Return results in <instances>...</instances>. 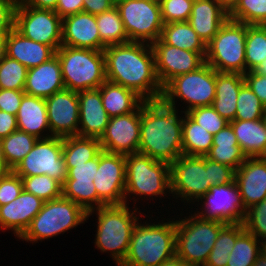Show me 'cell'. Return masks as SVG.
Returning a JSON list of instances; mask_svg holds the SVG:
<instances>
[{"label":"cell","mask_w":266,"mask_h":266,"mask_svg":"<svg viewBox=\"0 0 266 266\" xmlns=\"http://www.w3.org/2000/svg\"><path fill=\"white\" fill-rule=\"evenodd\" d=\"M253 266H266V254L261 251V253L257 256Z\"/></svg>","instance_id":"obj_62"},{"label":"cell","mask_w":266,"mask_h":266,"mask_svg":"<svg viewBox=\"0 0 266 266\" xmlns=\"http://www.w3.org/2000/svg\"><path fill=\"white\" fill-rule=\"evenodd\" d=\"M99 37L105 46L129 42L124 25L116 6L95 15Z\"/></svg>","instance_id":"obj_36"},{"label":"cell","mask_w":266,"mask_h":266,"mask_svg":"<svg viewBox=\"0 0 266 266\" xmlns=\"http://www.w3.org/2000/svg\"><path fill=\"white\" fill-rule=\"evenodd\" d=\"M88 219L87 212L72 200L60 197L44 201L41 210L19 239L38 243L76 228Z\"/></svg>","instance_id":"obj_7"},{"label":"cell","mask_w":266,"mask_h":266,"mask_svg":"<svg viewBox=\"0 0 266 266\" xmlns=\"http://www.w3.org/2000/svg\"><path fill=\"white\" fill-rule=\"evenodd\" d=\"M62 197L80 205L86 212L104 206L98 198L93 181L65 180Z\"/></svg>","instance_id":"obj_37"},{"label":"cell","mask_w":266,"mask_h":266,"mask_svg":"<svg viewBox=\"0 0 266 266\" xmlns=\"http://www.w3.org/2000/svg\"><path fill=\"white\" fill-rule=\"evenodd\" d=\"M235 182L244 208L266 198V157L246 158L235 171Z\"/></svg>","instance_id":"obj_20"},{"label":"cell","mask_w":266,"mask_h":266,"mask_svg":"<svg viewBox=\"0 0 266 266\" xmlns=\"http://www.w3.org/2000/svg\"><path fill=\"white\" fill-rule=\"evenodd\" d=\"M238 145L247 158L266 157V128L263 120H233Z\"/></svg>","instance_id":"obj_29"},{"label":"cell","mask_w":266,"mask_h":266,"mask_svg":"<svg viewBox=\"0 0 266 266\" xmlns=\"http://www.w3.org/2000/svg\"><path fill=\"white\" fill-rule=\"evenodd\" d=\"M243 226L259 241L266 240V198L246 210Z\"/></svg>","instance_id":"obj_45"},{"label":"cell","mask_w":266,"mask_h":266,"mask_svg":"<svg viewBox=\"0 0 266 266\" xmlns=\"http://www.w3.org/2000/svg\"><path fill=\"white\" fill-rule=\"evenodd\" d=\"M246 24L228 19L206 45L205 62L217 72L246 73Z\"/></svg>","instance_id":"obj_10"},{"label":"cell","mask_w":266,"mask_h":266,"mask_svg":"<svg viewBox=\"0 0 266 266\" xmlns=\"http://www.w3.org/2000/svg\"><path fill=\"white\" fill-rule=\"evenodd\" d=\"M55 55L66 89L76 92L97 89L107 80L103 51L61 45Z\"/></svg>","instance_id":"obj_5"},{"label":"cell","mask_w":266,"mask_h":266,"mask_svg":"<svg viewBox=\"0 0 266 266\" xmlns=\"http://www.w3.org/2000/svg\"><path fill=\"white\" fill-rule=\"evenodd\" d=\"M102 151L97 138L68 136L63 138L65 164H84Z\"/></svg>","instance_id":"obj_34"},{"label":"cell","mask_w":266,"mask_h":266,"mask_svg":"<svg viewBox=\"0 0 266 266\" xmlns=\"http://www.w3.org/2000/svg\"><path fill=\"white\" fill-rule=\"evenodd\" d=\"M245 83L257 95L266 107V75L257 74L254 70L244 74Z\"/></svg>","instance_id":"obj_53"},{"label":"cell","mask_w":266,"mask_h":266,"mask_svg":"<svg viewBox=\"0 0 266 266\" xmlns=\"http://www.w3.org/2000/svg\"><path fill=\"white\" fill-rule=\"evenodd\" d=\"M262 252L266 254V240L262 242Z\"/></svg>","instance_id":"obj_65"},{"label":"cell","mask_w":266,"mask_h":266,"mask_svg":"<svg viewBox=\"0 0 266 266\" xmlns=\"http://www.w3.org/2000/svg\"><path fill=\"white\" fill-rule=\"evenodd\" d=\"M245 231L242 223L225 224L204 266H227L236 239Z\"/></svg>","instance_id":"obj_35"},{"label":"cell","mask_w":266,"mask_h":266,"mask_svg":"<svg viewBox=\"0 0 266 266\" xmlns=\"http://www.w3.org/2000/svg\"><path fill=\"white\" fill-rule=\"evenodd\" d=\"M45 100L51 137L77 136L79 127L78 92L65 88Z\"/></svg>","instance_id":"obj_19"},{"label":"cell","mask_w":266,"mask_h":266,"mask_svg":"<svg viewBox=\"0 0 266 266\" xmlns=\"http://www.w3.org/2000/svg\"><path fill=\"white\" fill-rule=\"evenodd\" d=\"M187 114L213 136L229 124L212 106L197 107Z\"/></svg>","instance_id":"obj_46"},{"label":"cell","mask_w":266,"mask_h":266,"mask_svg":"<svg viewBox=\"0 0 266 266\" xmlns=\"http://www.w3.org/2000/svg\"><path fill=\"white\" fill-rule=\"evenodd\" d=\"M12 171L6 163L3 153L2 140L0 139V174Z\"/></svg>","instance_id":"obj_59"},{"label":"cell","mask_w":266,"mask_h":266,"mask_svg":"<svg viewBox=\"0 0 266 266\" xmlns=\"http://www.w3.org/2000/svg\"><path fill=\"white\" fill-rule=\"evenodd\" d=\"M118 8L129 41L152 44L161 36V6L152 0H123Z\"/></svg>","instance_id":"obj_12"},{"label":"cell","mask_w":266,"mask_h":266,"mask_svg":"<svg viewBox=\"0 0 266 266\" xmlns=\"http://www.w3.org/2000/svg\"><path fill=\"white\" fill-rule=\"evenodd\" d=\"M6 56H7L6 40L5 38H0V63L4 60Z\"/></svg>","instance_id":"obj_61"},{"label":"cell","mask_w":266,"mask_h":266,"mask_svg":"<svg viewBox=\"0 0 266 266\" xmlns=\"http://www.w3.org/2000/svg\"><path fill=\"white\" fill-rule=\"evenodd\" d=\"M5 40L7 57L17 60L28 69L49 61L56 54L51 46L25 38L15 28L8 33Z\"/></svg>","instance_id":"obj_26"},{"label":"cell","mask_w":266,"mask_h":266,"mask_svg":"<svg viewBox=\"0 0 266 266\" xmlns=\"http://www.w3.org/2000/svg\"><path fill=\"white\" fill-rule=\"evenodd\" d=\"M152 1L161 4L164 0H152Z\"/></svg>","instance_id":"obj_66"},{"label":"cell","mask_w":266,"mask_h":266,"mask_svg":"<svg viewBox=\"0 0 266 266\" xmlns=\"http://www.w3.org/2000/svg\"><path fill=\"white\" fill-rule=\"evenodd\" d=\"M84 0H58L55 12L63 19L66 16L83 12Z\"/></svg>","instance_id":"obj_54"},{"label":"cell","mask_w":266,"mask_h":266,"mask_svg":"<svg viewBox=\"0 0 266 266\" xmlns=\"http://www.w3.org/2000/svg\"><path fill=\"white\" fill-rule=\"evenodd\" d=\"M114 4H117L118 2L120 1H123V0H112Z\"/></svg>","instance_id":"obj_67"},{"label":"cell","mask_w":266,"mask_h":266,"mask_svg":"<svg viewBox=\"0 0 266 266\" xmlns=\"http://www.w3.org/2000/svg\"><path fill=\"white\" fill-rule=\"evenodd\" d=\"M99 88L103 108L110 118L132 113L144 102L134 91L107 80Z\"/></svg>","instance_id":"obj_30"},{"label":"cell","mask_w":266,"mask_h":266,"mask_svg":"<svg viewBox=\"0 0 266 266\" xmlns=\"http://www.w3.org/2000/svg\"><path fill=\"white\" fill-rule=\"evenodd\" d=\"M140 123L141 105L132 113L111 117L99 139L102 150L124 155L138 153Z\"/></svg>","instance_id":"obj_18"},{"label":"cell","mask_w":266,"mask_h":266,"mask_svg":"<svg viewBox=\"0 0 266 266\" xmlns=\"http://www.w3.org/2000/svg\"><path fill=\"white\" fill-rule=\"evenodd\" d=\"M163 221L157 224L138 221L127 255L119 266H161L176 255L175 221Z\"/></svg>","instance_id":"obj_3"},{"label":"cell","mask_w":266,"mask_h":266,"mask_svg":"<svg viewBox=\"0 0 266 266\" xmlns=\"http://www.w3.org/2000/svg\"><path fill=\"white\" fill-rule=\"evenodd\" d=\"M160 39L187 51L206 52V45L187 21L164 24Z\"/></svg>","instance_id":"obj_32"},{"label":"cell","mask_w":266,"mask_h":266,"mask_svg":"<svg viewBox=\"0 0 266 266\" xmlns=\"http://www.w3.org/2000/svg\"><path fill=\"white\" fill-rule=\"evenodd\" d=\"M114 6L112 0H84L83 12L97 15L110 10Z\"/></svg>","instance_id":"obj_55"},{"label":"cell","mask_w":266,"mask_h":266,"mask_svg":"<svg viewBox=\"0 0 266 266\" xmlns=\"http://www.w3.org/2000/svg\"><path fill=\"white\" fill-rule=\"evenodd\" d=\"M23 191L21 177L13 170L0 174V206L15 200Z\"/></svg>","instance_id":"obj_48"},{"label":"cell","mask_w":266,"mask_h":266,"mask_svg":"<svg viewBox=\"0 0 266 266\" xmlns=\"http://www.w3.org/2000/svg\"><path fill=\"white\" fill-rule=\"evenodd\" d=\"M170 180L174 198L180 197L184 204H195L210 190V159L206 156L180 155L170 164Z\"/></svg>","instance_id":"obj_11"},{"label":"cell","mask_w":266,"mask_h":266,"mask_svg":"<svg viewBox=\"0 0 266 266\" xmlns=\"http://www.w3.org/2000/svg\"><path fill=\"white\" fill-rule=\"evenodd\" d=\"M182 124V150L185 155L206 156L212 145L213 135L184 113Z\"/></svg>","instance_id":"obj_33"},{"label":"cell","mask_w":266,"mask_h":266,"mask_svg":"<svg viewBox=\"0 0 266 266\" xmlns=\"http://www.w3.org/2000/svg\"><path fill=\"white\" fill-rule=\"evenodd\" d=\"M228 19L229 13L216 0H194L187 22L207 45Z\"/></svg>","instance_id":"obj_25"},{"label":"cell","mask_w":266,"mask_h":266,"mask_svg":"<svg viewBox=\"0 0 266 266\" xmlns=\"http://www.w3.org/2000/svg\"><path fill=\"white\" fill-rule=\"evenodd\" d=\"M65 89L61 65L55 55L39 66L29 68L24 85L25 94L46 99Z\"/></svg>","instance_id":"obj_24"},{"label":"cell","mask_w":266,"mask_h":266,"mask_svg":"<svg viewBox=\"0 0 266 266\" xmlns=\"http://www.w3.org/2000/svg\"><path fill=\"white\" fill-rule=\"evenodd\" d=\"M206 157L235 170L245 161L247 157L238 145L230 123L213 136V145Z\"/></svg>","instance_id":"obj_31"},{"label":"cell","mask_w":266,"mask_h":266,"mask_svg":"<svg viewBox=\"0 0 266 266\" xmlns=\"http://www.w3.org/2000/svg\"><path fill=\"white\" fill-rule=\"evenodd\" d=\"M158 80L164 87L176 76L193 72L205 63L206 52H191L165 44L160 38L151 44Z\"/></svg>","instance_id":"obj_17"},{"label":"cell","mask_w":266,"mask_h":266,"mask_svg":"<svg viewBox=\"0 0 266 266\" xmlns=\"http://www.w3.org/2000/svg\"><path fill=\"white\" fill-rule=\"evenodd\" d=\"M229 19L247 25H266V0H238Z\"/></svg>","instance_id":"obj_41"},{"label":"cell","mask_w":266,"mask_h":266,"mask_svg":"<svg viewBox=\"0 0 266 266\" xmlns=\"http://www.w3.org/2000/svg\"><path fill=\"white\" fill-rule=\"evenodd\" d=\"M16 0H0V38H5L14 28Z\"/></svg>","instance_id":"obj_50"},{"label":"cell","mask_w":266,"mask_h":266,"mask_svg":"<svg viewBox=\"0 0 266 266\" xmlns=\"http://www.w3.org/2000/svg\"><path fill=\"white\" fill-rule=\"evenodd\" d=\"M194 0H164L161 6L164 24L188 21Z\"/></svg>","instance_id":"obj_47"},{"label":"cell","mask_w":266,"mask_h":266,"mask_svg":"<svg viewBox=\"0 0 266 266\" xmlns=\"http://www.w3.org/2000/svg\"><path fill=\"white\" fill-rule=\"evenodd\" d=\"M224 223L205 220L195 212L175 220L176 256L194 265L204 266Z\"/></svg>","instance_id":"obj_6"},{"label":"cell","mask_w":266,"mask_h":266,"mask_svg":"<svg viewBox=\"0 0 266 266\" xmlns=\"http://www.w3.org/2000/svg\"><path fill=\"white\" fill-rule=\"evenodd\" d=\"M18 130L16 115L0 110V139Z\"/></svg>","instance_id":"obj_56"},{"label":"cell","mask_w":266,"mask_h":266,"mask_svg":"<svg viewBox=\"0 0 266 266\" xmlns=\"http://www.w3.org/2000/svg\"><path fill=\"white\" fill-rule=\"evenodd\" d=\"M161 266H194V265H191L183 261L181 258L175 255L173 258L163 262Z\"/></svg>","instance_id":"obj_58"},{"label":"cell","mask_w":266,"mask_h":266,"mask_svg":"<svg viewBox=\"0 0 266 266\" xmlns=\"http://www.w3.org/2000/svg\"><path fill=\"white\" fill-rule=\"evenodd\" d=\"M23 190L32 193L43 201L62 197V184L45 174L31 177H21Z\"/></svg>","instance_id":"obj_42"},{"label":"cell","mask_w":266,"mask_h":266,"mask_svg":"<svg viewBox=\"0 0 266 266\" xmlns=\"http://www.w3.org/2000/svg\"><path fill=\"white\" fill-rule=\"evenodd\" d=\"M244 84L243 74L216 71L215 99L211 106L228 122L235 119L238 93Z\"/></svg>","instance_id":"obj_28"},{"label":"cell","mask_w":266,"mask_h":266,"mask_svg":"<svg viewBox=\"0 0 266 266\" xmlns=\"http://www.w3.org/2000/svg\"><path fill=\"white\" fill-rule=\"evenodd\" d=\"M246 73L266 60V25L246 24Z\"/></svg>","instance_id":"obj_39"},{"label":"cell","mask_w":266,"mask_h":266,"mask_svg":"<svg viewBox=\"0 0 266 266\" xmlns=\"http://www.w3.org/2000/svg\"><path fill=\"white\" fill-rule=\"evenodd\" d=\"M26 6L55 11L58 0H21Z\"/></svg>","instance_id":"obj_57"},{"label":"cell","mask_w":266,"mask_h":266,"mask_svg":"<svg viewBox=\"0 0 266 266\" xmlns=\"http://www.w3.org/2000/svg\"><path fill=\"white\" fill-rule=\"evenodd\" d=\"M78 99V136L100 139L110 119L103 108L100 88L79 91Z\"/></svg>","instance_id":"obj_23"},{"label":"cell","mask_w":266,"mask_h":266,"mask_svg":"<svg viewBox=\"0 0 266 266\" xmlns=\"http://www.w3.org/2000/svg\"><path fill=\"white\" fill-rule=\"evenodd\" d=\"M235 169L210 159L211 187L235 181Z\"/></svg>","instance_id":"obj_52"},{"label":"cell","mask_w":266,"mask_h":266,"mask_svg":"<svg viewBox=\"0 0 266 266\" xmlns=\"http://www.w3.org/2000/svg\"><path fill=\"white\" fill-rule=\"evenodd\" d=\"M197 202V207L203 202L202 207H199L202 211L199 212L196 208L195 214L205 220L224 224L243 223L244 221L246 209L235 181L210 187V190Z\"/></svg>","instance_id":"obj_15"},{"label":"cell","mask_w":266,"mask_h":266,"mask_svg":"<svg viewBox=\"0 0 266 266\" xmlns=\"http://www.w3.org/2000/svg\"><path fill=\"white\" fill-rule=\"evenodd\" d=\"M14 28L25 38L51 46L62 45V18L53 10L36 9L18 1Z\"/></svg>","instance_id":"obj_14"},{"label":"cell","mask_w":266,"mask_h":266,"mask_svg":"<svg viewBox=\"0 0 266 266\" xmlns=\"http://www.w3.org/2000/svg\"><path fill=\"white\" fill-rule=\"evenodd\" d=\"M138 208L130 210L128 204L104 205L87 212V218L97 215V231L95 238L96 248L103 252H109L114 263L119 266L125 259L133 230L137 225ZM96 212V213H95Z\"/></svg>","instance_id":"obj_4"},{"label":"cell","mask_w":266,"mask_h":266,"mask_svg":"<svg viewBox=\"0 0 266 266\" xmlns=\"http://www.w3.org/2000/svg\"><path fill=\"white\" fill-rule=\"evenodd\" d=\"M183 117L177 108L161 99L141 104L140 144L138 153L171 164L182 150Z\"/></svg>","instance_id":"obj_2"},{"label":"cell","mask_w":266,"mask_h":266,"mask_svg":"<svg viewBox=\"0 0 266 266\" xmlns=\"http://www.w3.org/2000/svg\"><path fill=\"white\" fill-rule=\"evenodd\" d=\"M1 140L4 158L9 168L13 170L32 150L38 138L26 132L16 130Z\"/></svg>","instance_id":"obj_38"},{"label":"cell","mask_w":266,"mask_h":266,"mask_svg":"<svg viewBox=\"0 0 266 266\" xmlns=\"http://www.w3.org/2000/svg\"><path fill=\"white\" fill-rule=\"evenodd\" d=\"M171 194L170 164L152 159L147 155L133 153L126 155L125 203L127 196H167Z\"/></svg>","instance_id":"obj_8"},{"label":"cell","mask_w":266,"mask_h":266,"mask_svg":"<svg viewBox=\"0 0 266 266\" xmlns=\"http://www.w3.org/2000/svg\"><path fill=\"white\" fill-rule=\"evenodd\" d=\"M68 177L65 180L93 181L99 166V154L84 164H65Z\"/></svg>","instance_id":"obj_49"},{"label":"cell","mask_w":266,"mask_h":266,"mask_svg":"<svg viewBox=\"0 0 266 266\" xmlns=\"http://www.w3.org/2000/svg\"><path fill=\"white\" fill-rule=\"evenodd\" d=\"M97 196L105 205L125 203L126 155L102 150L93 180Z\"/></svg>","instance_id":"obj_16"},{"label":"cell","mask_w":266,"mask_h":266,"mask_svg":"<svg viewBox=\"0 0 266 266\" xmlns=\"http://www.w3.org/2000/svg\"><path fill=\"white\" fill-rule=\"evenodd\" d=\"M43 204L41 198L23 190L15 200L0 206V230H12L20 238Z\"/></svg>","instance_id":"obj_22"},{"label":"cell","mask_w":266,"mask_h":266,"mask_svg":"<svg viewBox=\"0 0 266 266\" xmlns=\"http://www.w3.org/2000/svg\"><path fill=\"white\" fill-rule=\"evenodd\" d=\"M216 70L206 62L193 72H188L171 79L164 87L161 100L174 108L176 99L187 106L182 113L204 106H211L215 99ZM178 97V98H177Z\"/></svg>","instance_id":"obj_9"},{"label":"cell","mask_w":266,"mask_h":266,"mask_svg":"<svg viewBox=\"0 0 266 266\" xmlns=\"http://www.w3.org/2000/svg\"><path fill=\"white\" fill-rule=\"evenodd\" d=\"M62 45L103 51L96 17L90 13L80 12L62 19Z\"/></svg>","instance_id":"obj_21"},{"label":"cell","mask_w":266,"mask_h":266,"mask_svg":"<svg viewBox=\"0 0 266 266\" xmlns=\"http://www.w3.org/2000/svg\"><path fill=\"white\" fill-rule=\"evenodd\" d=\"M28 68L5 57L0 63V89L24 90Z\"/></svg>","instance_id":"obj_44"},{"label":"cell","mask_w":266,"mask_h":266,"mask_svg":"<svg viewBox=\"0 0 266 266\" xmlns=\"http://www.w3.org/2000/svg\"><path fill=\"white\" fill-rule=\"evenodd\" d=\"M262 251V242L244 231L235 242L229 255L227 266H253Z\"/></svg>","instance_id":"obj_40"},{"label":"cell","mask_w":266,"mask_h":266,"mask_svg":"<svg viewBox=\"0 0 266 266\" xmlns=\"http://www.w3.org/2000/svg\"><path fill=\"white\" fill-rule=\"evenodd\" d=\"M262 120H263L264 126L266 128V107L264 109V113H263V116H262Z\"/></svg>","instance_id":"obj_64"},{"label":"cell","mask_w":266,"mask_h":266,"mask_svg":"<svg viewBox=\"0 0 266 266\" xmlns=\"http://www.w3.org/2000/svg\"><path fill=\"white\" fill-rule=\"evenodd\" d=\"M24 90L0 89V110L17 115Z\"/></svg>","instance_id":"obj_51"},{"label":"cell","mask_w":266,"mask_h":266,"mask_svg":"<svg viewBox=\"0 0 266 266\" xmlns=\"http://www.w3.org/2000/svg\"><path fill=\"white\" fill-rule=\"evenodd\" d=\"M103 52L107 81L134 91L144 101L161 99L163 87L151 44L129 41L106 46Z\"/></svg>","instance_id":"obj_1"},{"label":"cell","mask_w":266,"mask_h":266,"mask_svg":"<svg viewBox=\"0 0 266 266\" xmlns=\"http://www.w3.org/2000/svg\"><path fill=\"white\" fill-rule=\"evenodd\" d=\"M265 106L257 95L245 83L237 98L236 116L234 120H259L262 119Z\"/></svg>","instance_id":"obj_43"},{"label":"cell","mask_w":266,"mask_h":266,"mask_svg":"<svg viewBox=\"0 0 266 266\" xmlns=\"http://www.w3.org/2000/svg\"><path fill=\"white\" fill-rule=\"evenodd\" d=\"M254 71L257 74L266 75V60L264 62H262L261 64H259L258 67H256V69H254Z\"/></svg>","instance_id":"obj_63"},{"label":"cell","mask_w":266,"mask_h":266,"mask_svg":"<svg viewBox=\"0 0 266 266\" xmlns=\"http://www.w3.org/2000/svg\"><path fill=\"white\" fill-rule=\"evenodd\" d=\"M16 118L18 130L38 139L51 137L45 99L24 94Z\"/></svg>","instance_id":"obj_27"},{"label":"cell","mask_w":266,"mask_h":266,"mask_svg":"<svg viewBox=\"0 0 266 266\" xmlns=\"http://www.w3.org/2000/svg\"><path fill=\"white\" fill-rule=\"evenodd\" d=\"M216 1L228 13H230L233 10V8L238 2V0H216Z\"/></svg>","instance_id":"obj_60"},{"label":"cell","mask_w":266,"mask_h":266,"mask_svg":"<svg viewBox=\"0 0 266 266\" xmlns=\"http://www.w3.org/2000/svg\"><path fill=\"white\" fill-rule=\"evenodd\" d=\"M13 171L20 177L45 174L63 184L68 177L63 156V138L52 136L38 139Z\"/></svg>","instance_id":"obj_13"}]
</instances>
